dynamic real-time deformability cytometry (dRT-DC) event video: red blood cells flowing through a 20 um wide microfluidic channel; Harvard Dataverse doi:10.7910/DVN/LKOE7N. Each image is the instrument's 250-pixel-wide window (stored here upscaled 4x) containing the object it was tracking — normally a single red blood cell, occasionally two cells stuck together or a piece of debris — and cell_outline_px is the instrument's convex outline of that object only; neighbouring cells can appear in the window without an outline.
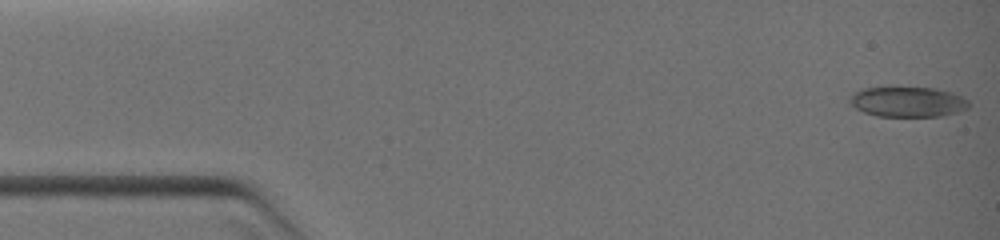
{"species": "common noctule bat (a hibernating species)", "species_latin": "Nyctalus noctula", "temperature_condition": "warm", "stored_images_in_passage": 9, "camera_frame_rate_fps": 3000, "um_per_image_px": 0.085, "animal": {"sex": "female", "body_mass_g": 19.0, "forearm_length_mm": 51.5}, "frame": {"image": 1, "passage_image": 1, "time_ms": 0.0, "image_size_px": [1000, 240], "cell_outline_px": [[968, 108], [956, 112], [940, 116], [876, 116], [864, 112], [856, 108], [848, 100], [848, 96], [852, 92], [864, 88], [932, 88], [952, 92], [968, 100]], "centroid_in_image_um": [77.11, 8.66], "position_along_channel_um": 7.9, "area_um2": 20.75}}
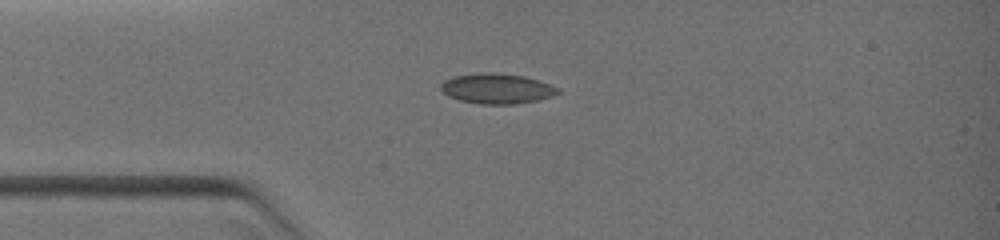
{"frame": {"image": 2, "passage_image": 7, "time_ms": 3.0, "image_size_px": [1000, 240], "cell_outline_px": [[560, 92], [552, 96], [536, 100], [516, 104], [480, 104], [460, 100], [448, 96], [440, 88], [440, 84], [444, 80], [452, 76], [480, 72], [492, 72], [524, 76], [560, 88]], "centroid_in_image_um": [42.2, 7.52], "position_along_channel_um": 42.8, "area_um2": 20.58}}
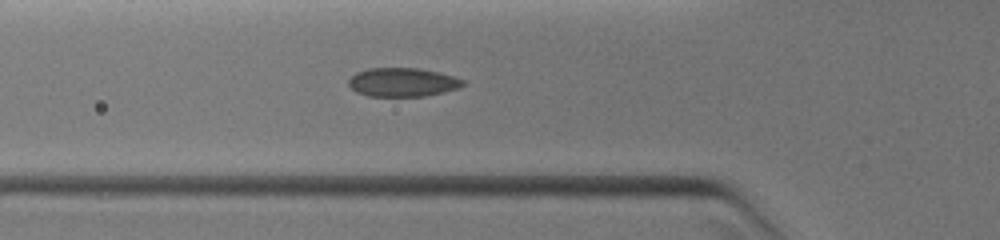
{"frame": {"image": 3, "passage_image": 9, "time_ms": 4.333, "image_size_px": [1000, 240], "cell_outline_px": [[464, 84], [456, 88], [444, 92], [424, 96], [368, 96], [356, 92], [348, 84], [348, 80], [356, 72], [368, 68], [420, 68], [440, 72], [464, 80]], "centroid_in_image_um": [34.19, 6.98], "position_along_channel_um": 91.6, "area_um2": 19.13}}